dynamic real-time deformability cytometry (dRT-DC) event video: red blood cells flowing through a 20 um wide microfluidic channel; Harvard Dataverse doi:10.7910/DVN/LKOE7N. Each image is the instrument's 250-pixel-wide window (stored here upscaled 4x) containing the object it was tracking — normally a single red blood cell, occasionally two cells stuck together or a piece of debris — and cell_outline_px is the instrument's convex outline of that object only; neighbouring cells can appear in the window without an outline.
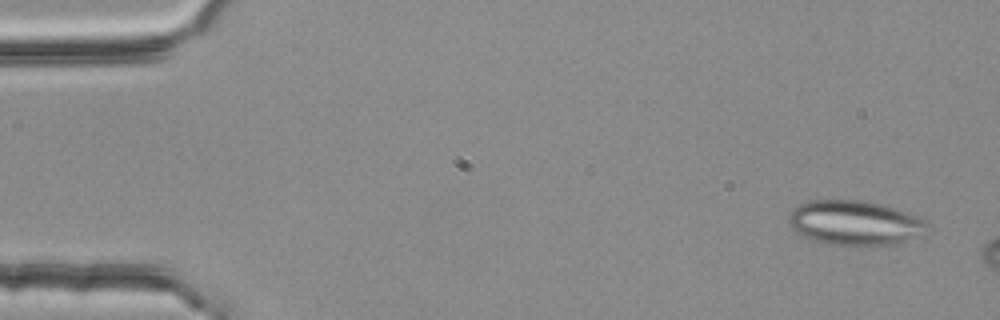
{"species": "common noctule bat (a hibernating species)", "species_latin": "Nyctalus noctula", "temperature_condition": "room temperature", "stored_images_in_passage": 3, "camera_frame_rate_fps": 3000, "um_per_image_px": 0.085, "animal": {"sex": "female", "body_mass_g": 25.1}, "frame": {"image": 1, "passage_image": 1, "time_ms": 0.0, "image_size_px": [1000, 320], "cell_outline_px": [[928, 224], [924, 236], [904, 244], [836, 244], [816, 240], [804, 236], [796, 232], [788, 224], [788, 216], [792, 208], [808, 200], [860, 200], [880, 204], [916, 216], [924, 220]], "centroid_in_image_um": [72.68, 18.94], "position_along_channel_um": 12.3, "area_um2": 35.84}}